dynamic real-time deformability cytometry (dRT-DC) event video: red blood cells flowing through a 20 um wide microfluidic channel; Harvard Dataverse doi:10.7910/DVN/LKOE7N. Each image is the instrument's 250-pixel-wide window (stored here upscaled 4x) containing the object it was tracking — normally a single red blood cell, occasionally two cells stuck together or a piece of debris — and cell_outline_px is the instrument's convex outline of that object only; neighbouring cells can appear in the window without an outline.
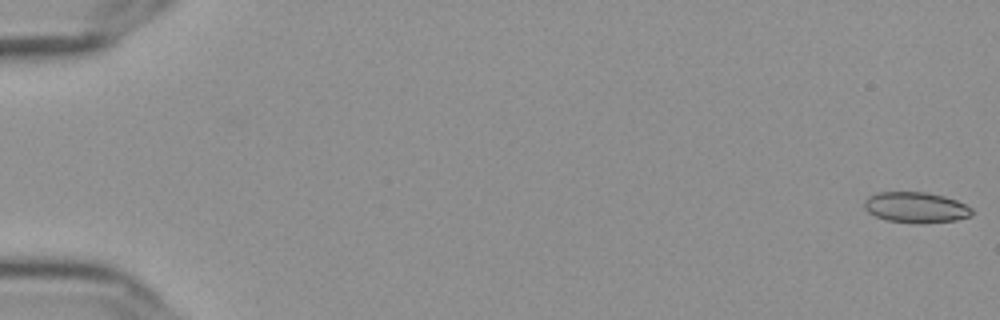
{"species": "Egyptian fruit bat (a non-hibernating species)", "species_latin": "Rousettus aegyptiacus", "temperature_condition": "cold", "stored_images_in_passage": 57, "camera_frame_rate_fps": 3000, "um_per_image_px": 0.085, "frame": {"image": 1, "passage_image": 1, "time_ms": 0.0, "image_size_px": [1000, 320], "cell_outline_px": [[972, 216], [956, 220], [888, 220], [876, 216], [868, 212], [864, 208], [864, 200], [868, 196], [876, 192], [928, 192], [944, 196], [956, 200], [972, 208]], "centroid_in_image_um": [77.82, 17.56], "position_along_channel_um": 7.2, "area_um2": 18.38}}
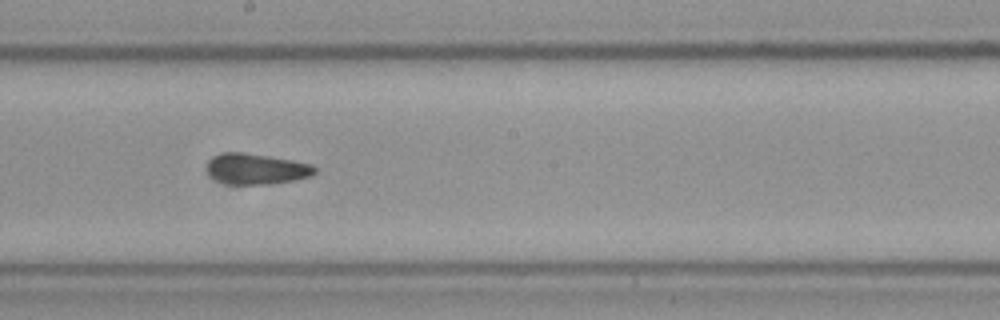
{"frame": {"image": 2, "passage_image": 33, "time_ms": 10.667, "image_size_px": [1000, 320], "cell_outline_px": [[316, 172], [308, 176], [292, 180], [268, 184], [228, 184], [216, 180], [208, 172], [208, 160], [224, 152], [244, 152], [292, 160], [312, 164], [316, 168]], "centroid_in_image_um": [21.78, 14.35], "position_along_channel_um": 226.4, "area_um2": 19.02}}
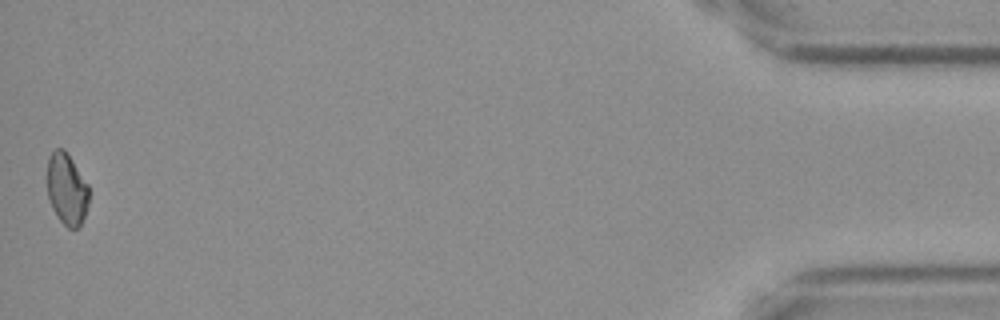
{"frame": {"image": 3, "passage_image": 57, "time_ms": 18.667, "image_size_px": [1000, 320], "cell_outline_px": [[88, 204], [84, 216], [80, 224], [76, 228], [68, 228], [56, 216], [52, 208], [48, 196], [48, 156], [56, 148], [64, 148], [88, 184]], "centroid_in_image_um": [5.67, 16.06], "position_along_channel_um": 429.5, "area_um2": 17.22}, "authors_computed_cell_mechanics": {"area_um2": 18.6116, "velocity_mm_per_s": 3.6207, "shape_relaxation_time_tau1_ms": null, "shape_relaxation_time_tau2_ms": 2.5235, "deformation_change_tau1": null, "deformation_change_tau2": 0.076}}